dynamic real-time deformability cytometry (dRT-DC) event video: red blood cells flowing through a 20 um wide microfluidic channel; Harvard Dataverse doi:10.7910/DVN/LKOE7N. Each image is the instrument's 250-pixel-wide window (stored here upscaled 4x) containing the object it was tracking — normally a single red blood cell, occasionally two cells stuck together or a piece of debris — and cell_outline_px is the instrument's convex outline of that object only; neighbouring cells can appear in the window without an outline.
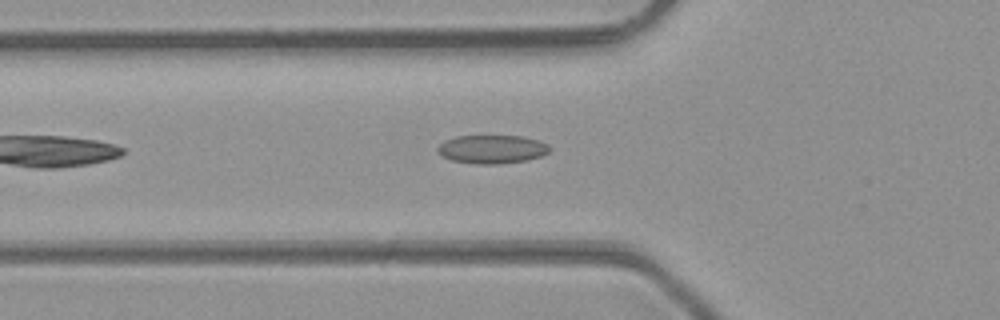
{"species": "common noctule bat (a hibernating species)", "species_latin": "Nyctalus noctula", "temperature_condition": "room temperature", "stored_images_in_passage": 11, "camera_frame_rate_fps": 3000, "um_per_image_px": 0.085, "animal": {"sex": "male", "body_mass_g": 23.1, "forearm_length_mm": 52.7}, "frame": {"image": 1, "passage_image": 4, "time_ms": 1.0, "image_size_px": [1000, 320], "cell_outline_px": [[552, 148], [548, 152], [540, 156], [524, 160], [496, 164], [476, 164], [452, 160], [440, 156], [436, 152], [436, 148], [444, 140], [456, 136], [524, 136], [548, 144]], "centroid_in_image_um": [41.77, 12.68], "position_along_channel_um": 84.0, "area_um2": 18.61}}
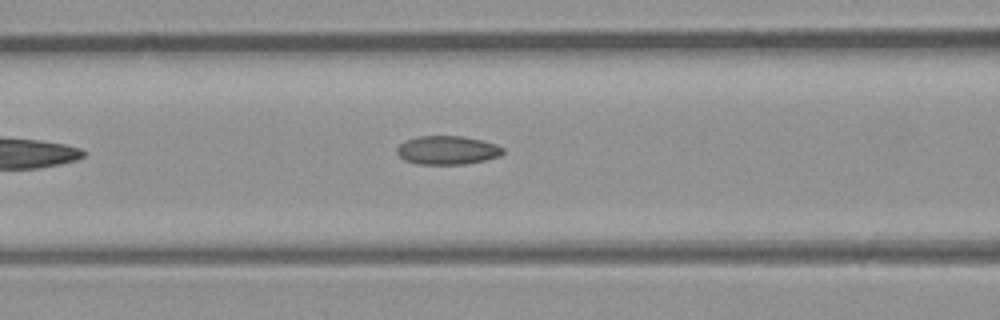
{"frame": {"image": 2, "passage_image": 7, "time_ms": 2.0, "image_size_px": [1000, 320], "cell_outline_px": [[504, 152], [500, 156], [484, 160], [464, 164], [416, 164], [404, 160], [396, 152], [396, 148], [404, 140], [420, 136], [460, 136], [480, 140], [496, 144], [504, 148]], "centroid_in_image_um": [38.0, 12.77], "position_along_channel_um": 128.6, "area_um2": 17.69}}